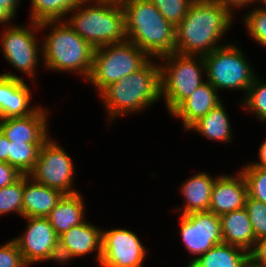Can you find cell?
Returning <instances> with one entry per match:
<instances>
[{
  "mask_svg": "<svg viewBox=\"0 0 266 267\" xmlns=\"http://www.w3.org/2000/svg\"><path fill=\"white\" fill-rule=\"evenodd\" d=\"M224 104L221 102L204 117L194 123L187 131H196L199 135L217 142H231L232 126Z\"/></svg>",
  "mask_w": 266,
  "mask_h": 267,
  "instance_id": "24",
  "label": "cell"
},
{
  "mask_svg": "<svg viewBox=\"0 0 266 267\" xmlns=\"http://www.w3.org/2000/svg\"><path fill=\"white\" fill-rule=\"evenodd\" d=\"M219 218L223 243L241 247L249 252L256 239L246 208L234 210Z\"/></svg>",
  "mask_w": 266,
  "mask_h": 267,
  "instance_id": "21",
  "label": "cell"
},
{
  "mask_svg": "<svg viewBox=\"0 0 266 267\" xmlns=\"http://www.w3.org/2000/svg\"><path fill=\"white\" fill-rule=\"evenodd\" d=\"M147 253L133 231L117 227L102 230L100 267H142Z\"/></svg>",
  "mask_w": 266,
  "mask_h": 267,
  "instance_id": "12",
  "label": "cell"
},
{
  "mask_svg": "<svg viewBox=\"0 0 266 267\" xmlns=\"http://www.w3.org/2000/svg\"><path fill=\"white\" fill-rule=\"evenodd\" d=\"M27 226L21 236L14 238L27 265L44 262L59 239L47 217H26Z\"/></svg>",
  "mask_w": 266,
  "mask_h": 267,
  "instance_id": "13",
  "label": "cell"
},
{
  "mask_svg": "<svg viewBox=\"0 0 266 267\" xmlns=\"http://www.w3.org/2000/svg\"><path fill=\"white\" fill-rule=\"evenodd\" d=\"M259 160L256 162H250L247 163V165H244V167H261L266 168V140L260 145L259 148Z\"/></svg>",
  "mask_w": 266,
  "mask_h": 267,
  "instance_id": "38",
  "label": "cell"
},
{
  "mask_svg": "<svg viewBox=\"0 0 266 267\" xmlns=\"http://www.w3.org/2000/svg\"><path fill=\"white\" fill-rule=\"evenodd\" d=\"M151 58L133 42L105 45L94 50L90 74L86 81L98 94L109 84L137 72Z\"/></svg>",
  "mask_w": 266,
  "mask_h": 267,
  "instance_id": "7",
  "label": "cell"
},
{
  "mask_svg": "<svg viewBox=\"0 0 266 267\" xmlns=\"http://www.w3.org/2000/svg\"><path fill=\"white\" fill-rule=\"evenodd\" d=\"M215 180L216 177L212 178L206 172H199L184 181L180 185V192L185 199V205L179 209H182L180 214L208 211Z\"/></svg>",
  "mask_w": 266,
  "mask_h": 267,
  "instance_id": "20",
  "label": "cell"
},
{
  "mask_svg": "<svg viewBox=\"0 0 266 267\" xmlns=\"http://www.w3.org/2000/svg\"><path fill=\"white\" fill-rule=\"evenodd\" d=\"M75 167L65 149L49 138L40 148L33 170L28 174L33 180L63 194H75L73 188Z\"/></svg>",
  "mask_w": 266,
  "mask_h": 267,
  "instance_id": "10",
  "label": "cell"
},
{
  "mask_svg": "<svg viewBox=\"0 0 266 267\" xmlns=\"http://www.w3.org/2000/svg\"><path fill=\"white\" fill-rule=\"evenodd\" d=\"M233 16L213 0H194L185 18L175 26L174 52L204 56L226 45L218 41L233 25Z\"/></svg>",
  "mask_w": 266,
  "mask_h": 267,
  "instance_id": "1",
  "label": "cell"
},
{
  "mask_svg": "<svg viewBox=\"0 0 266 267\" xmlns=\"http://www.w3.org/2000/svg\"><path fill=\"white\" fill-rule=\"evenodd\" d=\"M82 0H31L30 21L41 23L44 21L66 20L70 13ZM62 18V19H61Z\"/></svg>",
  "mask_w": 266,
  "mask_h": 267,
  "instance_id": "25",
  "label": "cell"
},
{
  "mask_svg": "<svg viewBox=\"0 0 266 267\" xmlns=\"http://www.w3.org/2000/svg\"><path fill=\"white\" fill-rule=\"evenodd\" d=\"M40 30L49 27L42 41V61L51 71L72 72L88 78L93 62L94 48L64 20L39 23ZM52 28V30H51ZM51 30V31H50Z\"/></svg>",
  "mask_w": 266,
  "mask_h": 267,
  "instance_id": "4",
  "label": "cell"
},
{
  "mask_svg": "<svg viewBox=\"0 0 266 267\" xmlns=\"http://www.w3.org/2000/svg\"><path fill=\"white\" fill-rule=\"evenodd\" d=\"M64 194L24 175L23 218L47 217Z\"/></svg>",
  "mask_w": 266,
  "mask_h": 267,
  "instance_id": "18",
  "label": "cell"
},
{
  "mask_svg": "<svg viewBox=\"0 0 266 267\" xmlns=\"http://www.w3.org/2000/svg\"><path fill=\"white\" fill-rule=\"evenodd\" d=\"M75 257L72 252L65 246V244L58 239L53 247L51 248L50 254L46 261H56L61 264H68L67 262L72 261Z\"/></svg>",
  "mask_w": 266,
  "mask_h": 267,
  "instance_id": "35",
  "label": "cell"
},
{
  "mask_svg": "<svg viewBox=\"0 0 266 267\" xmlns=\"http://www.w3.org/2000/svg\"><path fill=\"white\" fill-rule=\"evenodd\" d=\"M245 208L249 215L255 239L266 236V204L247 195Z\"/></svg>",
  "mask_w": 266,
  "mask_h": 267,
  "instance_id": "32",
  "label": "cell"
},
{
  "mask_svg": "<svg viewBox=\"0 0 266 267\" xmlns=\"http://www.w3.org/2000/svg\"><path fill=\"white\" fill-rule=\"evenodd\" d=\"M110 1H114V2L121 3V2L124 1V0H110Z\"/></svg>",
  "mask_w": 266,
  "mask_h": 267,
  "instance_id": "43",
  "label": "cell"
},
{
  "mask_svg": "<svg viewBox=\"0 0 266 267\" xmlns=\"http://www.w3.org/2000/svg\"><path fill=\"white\" fill-rule=\"evenodd\" d=\"M255 80L248 88L241 104L248 112H251L258 120L266 123V82Z\"/></svg>",
  "mask_w": 266,
  "mask_h": 267,
  "instance_id": "28",
  "label": "cell"
},
{
  "mask_svg": "<svg viewBox=\"0 0 266 267\" xmlns=\"http://www.w3.org/2000/svg\"><path fill=\"white\" fill-rule=\"evenodd\" d=\"M49 109L39 108L29 116L0 119V131L10 142L44 144L49 138Z\"/></svg>",
  "mask_w": 266,
  "mask_h": 267,
  "instance_id": "14",
  "label": "cell"
},
{
  "mask_svg": "<svg viewBox=\"0 0 266 267\" xmlns=\"http://www.w3.org/2000/svg\"><path fill=\"white\" fill-rule=\"evenodd\" d=\"M16 242L12 239L0 246V267H27Z\"/></svg>",
  "mask_w": 266,
  "mask_h": 267,
  "instance_id": "33",
  "label": "cell"
},
{
  "mask_svg": "<svg viewBox=\"0 0 266 267\" xmlns=\"http://www.w3.org/2000/svg\"><path fill=\"white\" fill-rule=\"evenodd\" d=\"M248 196L266 204V168L242 167Z\"/></svg>",
  "mask_w": 266,
  "mask_h": 267,
  "instance_id": "29",
  "label": "cell"
},
{
  "mask_svg": "<svg viewBox=\"0 0 266 267\" xmlns=\"http://www.w3.org/2000/svg\"><path fill=\"white\" fill-rule=\"evenodd\" d=\"M218 95V90L206 80L170 115L182 120L183 128L187 131L194 123L222 102Z\"/></svg>",
  "mask_w": 266,
  "mask_h": 267,
  "instance_id": "17",
  "label": "cell"
},
{
  "mask_svg": "<svg viewBox=\"0 0 266 267\" xmlns=\"http://www.w3.org/2000/svg\"><path fill=\"white\" fill-rule=\"evenodd\" d=\"M213 1L217 2L222 7L227 9L231 14H233V11H235V9L237 8L241 9L246 6L248 7L251 4H253L254 6V2L256 4V0H213Z\"/></svg>",
  "mask_w": 266,
  "mask_h": 267,
  "instance_id": "37",
  "label": "cell"
},
{
  "mask_svg": "<svg viewBox=\"0 0 266 267\" xmlns=\"http://www.w3.org/2000/svg\"><path fill=\"white\" fill-rule=\"evenodd\" d=\"M152 58L137 72L106 86L99 94L112 121L153 106L161 98L160 64Z\"/></svg>",
  "mask_w": 266,
  "mask_h": 267,
  "instance_id": "2",
  "label": "cell"
},
{
  "mask_svg": "<svg viewBox=\"0 0 266 267\" xmlns=\"http://www.w3.org/2000/svg\"><path fill=\"white\" fill-rule=\"evenodd\" d=\"M84 204V199L79 192L62 196L47 216L58 236L86 220Z\"/></svg>",
  "mask_w": 266,
  "mask_h": 267,
  "instance_id": "22",
  "label": "cell"
},
{
  "mask_svg": "<svg viewBox=\"0 0 266 267\" xmlns=\"http://www.w3.org/2000/svg\"><path fill=\"white\" fill-rule=\"evenodd\" d=\"M70 12V17L65 21L94 49L127 40L121 3L110 0H82Z\"/></svg>",
  "mask_w": 266,
  "mask_h": 267,
  "instance_id": "5",
  "label": "cell"
},
{
  "mask_svg": "<svg viewBox=\"0 0 266 267\" xmlns=\"http://www.w3.org/2000/svg\"><path fill=\"white\" fill-rule=\"evenodd\" d=\"M2 6H4L14 17L17 15L18 4L20 0H0Z\"/></svg>",
  "mask_w": 266,
  "mask_h": 267,
  "instance_id": "41",
  "label": "cell"
},
{
  "mask_svg": "<svg viewBox=\"0 0 266 267\" xmlns=\"http://www.w3.org/2000/svg\"><path fill=\"white\" fill-rule=\"evenodd\" d=\"M249 265L251 267H266V236L255 240L249 251Z\"/></svg>",
  "mask_w": 266,
  "mask_h": 267,
  "instance_id": "34",
  "label": "cell"
},
{
  "mask_svg": "<svg viewBox=\"0 0 266 267\" xmlns=\"http://www.w3.org/2000/svg\"><path fill=\"white\" fill-rule=\"evenodd\" d=\"M247 195V184L241 171L234 176H216L208 211L220 217L244 208Z\"/></svg>",
  "mask_w": 266,
  "mask_h": 267,
  "instance_id": "16",
  "label": "cell"
},
{
  "mask_svg": "<svg viewBox=\"0 0 266 267\" xmlns=\"http://www.w3.org/2000/svg\"><path fill=\"white\" fill-rule=\"evenodd\" d=\"M239 48L241 47L235 43H229L203 56L205 79L218 91L236 89L243 90L246 95L257 76L250 61Z\"/></svg>",
  "mask_w": 266,
  "mask_h": 267,
  "instance_id": "8",
  "label": "cell"
},
{
  "mask_svg": "<svg viewBox=\"0 0 266 267\" xmlns=\"http://www.w3.org/2000/svg\"><path fill=\"white\" fill-rule=\"evenodd\" d=\"M159 10L160 14L174 26L186 16L189 6L194 0H149Z\"/></svg>",
  "mask_w": 266,
  "mask_h": 267,
  "instance_id": "31",
  "label": "cell"
},
{
  "mask_svg": "<svg viewBox=\"0 0 266 267\" xmlns=\"http://www.w3.org/2000/svg\"><path fill=\"white\" fill-rule=\"evenodd\" d=\"M249 252L245 249L221 243L195 259L188 267H248Z\"/></svg>",
  "mask_w": 266,
  "mask_h": 267,
  "instance_id": "23",
  "label": "cell"
},
{
  "mask_svg": "<svg viewBox=\"0 0 266 267\" xmlns=\"http://www.w3.org/2000/svg\"><path fill=\"white\" fill-rule=\"evenodd\" d=\"M160 64L161 98L171 114L206 80L204 57L172 53L158 58ZM164 63V64H163ZM203 71V72H202Z\"/></svg>",
  "mask_w": 266,
  "mask_h": 267,
  "instance_id": "6",
  "label": "cell"
},
{
  "mask_svg": "<svg viewBox=\"0 0 266 267\" xmlns=\"http://www.w3.org/2000/svg\"><path fill=\"white\" fill-rule=\"evenodd\" d=\"M24 175L0 189V216L17 213L23 217Z\"/></svg>",
  "mask_w": 266,
  "mask_h": 267,
  "instance_id": "27",
  "label": "cell"
},
{
  "mask_svg": "<svg viewBox=\"0 0 266 267\" xmlns=\"http://www.w3.org/2000/svg\"><path fill=\"white\" fill-rule=\"evenodd\" d=\"M31 96L23 78L9 72L0 74V119L26 117L34 113L39 106L30 105Z\"/></svg>",
  "mask_w": 266,
  "mask_h": 267,
  "instance_id": "15",
  "label": "cell"
},
{
  "mask_svg": "<svg viewBox=\"0 0 266 267\" xmlns=\"http://www.w3.org/2000/svg\"><path fill=\"white\" fill-rule=\"evenodd\" d=\"M15 17L4 7L2 6V3L0 2V24L4 25L5 27L7 24H12V21H14Z\"/></svg>",
  "mask_w": 266,
  "mask_h": 267,
  "instance_id": "40",
  "label": "cell"
},
{
  "mask_svg": "<svg viewBox=\"0 0 266 267\" xmlns=\"http://www.w3.org/2000/svg\"><path fill=\"white\" fill-rule=\"evenodd\" d=\"M257 2H259L260 4L262 3L263 6H266V0H256V3Z\"/></svg>",
  "mask_w": 266,
  "mask_h": 267,
  "instance_id": "42",
  "label": "cell"
},
{
  "mask_svg": "<svg viewBox=\"0 0 266 267\" xmlns=\"http://www.w3.org/2000/svg\"><path fill=\"white\" fill-rule=\"evenodd\" d=\"M127 40L150 58H160L175 51V26L167 21L149 0H124Z\"/></svg>",
  "mask_w": 266,
  "mask_h": 267,
  "instance_id": "3",
  "label": "cell"
},
{
  "mask_svg": "<svg viewBox=\"0 0 266 267\" xmlns=\"http://www.w3.org/2000/svg\"><path fill=\"white\" fill-rule=\"evenodd\" d=\"M86 221L73 226L67 232L60 235L59 239L72 252L74 257L80 258L96 252V261L99 265L102 253V229L100 230L94 224Z\"/></svg>",
  "mask_w": 266,
  "mask_h": 267,
  "instance_id": "19",
  "label": "cell"
},
{
  "mask_svg": "<svg viewBox=\"0 0 266 267\" xmlns=\"http://www.w3.org/2000/svg\"><path fill=\"white\" fill-rule=\"evenodd\" d=\"M43 144L10 142L8 145V164L22 175H28L34 168Z\"/></svg>",
  "mask_w": 266,
  "mask_h": 267,
  "instance_id": "26",
  "label": "cell"
},
{
  "mask_svg": "<svg viewBox=\"0 0 266 267\" xmlns=\"http://www.w3.org/2000/svg\"><path fill=\"white\" fill-rule=\"evenodd\" d=\"M29 24L26 27L7 25L0 36V46L3 57L14 69L36 79V68L42 59L38 56L42 54V46H39L36 32L41 30L39 23L30 21Z\"/></svg>",
  "mask_w": 266,
  "mask_h": 267,
  "instance_id": "9",
  "label": "cell"
},
{
  "mask_svg": "<svg viewBox=\"0 0 266 267\" xmlns=\"http://www.w3.org/2000/svg\"><path fill=\"white\" fill-rule=\"evenodd\" d=\"M261 6L248 11L243 24L253 40L266 47V6Z\"/></svg>",
  "mask_w": 266,
  "mask_h": 267,
  "instance_id": "30",
  "label": "cell"
},
{
  "mask_svg": "<svg viewBox=\"0 0 266 267\" xmlns=\"http://www.w3.org/2000/svg\"><path fill=\"white\" fill-rule=\"evenodd\" d=\"M10 141L0 131V161L8 163V145Z\"/></svg>",
  "mask_w": 266,
  "mask_h": 267,
  "instance_id": "39",
  "label": "cell"
},
{
  "mask_svg": "<svg viewBox=\"0 0 266 267\" xmlns=\"http://www.w3.org/2000/svg\"><path fill=\"white\" fill-rule=\"evenodd\" d=\"M22 174L13 166L0 161V189L14 183Z\"/></svg>",
  "mask_w": 266,
  "mask_h": 267,
  "instance_id": "36",
  "label": "cell"
},
{
  "mask_svg": "<svg viewBox=\"0 0 266 267\" xmlns=\"http://www.w3.org/2000/svg\"><path fill=\"white\" fill-rule=\"evenodd\" d=\"M179 234L185 248L196 255L187 267L212 247L223 243L219 216L210 211L180 215Z\"/></svg>",
  "mask_w": 266,
  "mask_h": 267,
  "instance_id": "11",
  "label": "cell"
}]
</instances>
